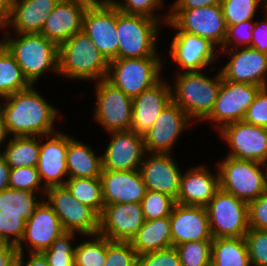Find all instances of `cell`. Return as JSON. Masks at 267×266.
<instances>
[{
    "label": "cell",
    "mask_w": 267,
    "mask_h": 266,
    "mask_svg": "<svg viewBox=\"0 0 267 266\" xmlns=\"http://www.w3.org/2000/svg\"><path fill=\"white\" fill-rule=\"evenodd\" d=\"M3 98L6 102L2 108L9 134L41 137L54 132V120L59 112L35 91L33 85Z\"/></svg>",
    "instance_id": "6da1fadb"
},
{
    "label": "cell",
    "mask_w": 267,
    "mask_h": 266,
    "mask_svg": "<svg viewBox=\"0 0 267 266\" xmlns=\"http://www.w3.org/2000/svg\"><path fill=\"white\" fill-rule=\"evenodd\" d=\"M3 38L10 54L20 66L24 78L30 85L48 70L59 72V46L40 33L16 34Z\"/></svg>",
    "instance_id": "7a4b0ae2"
},
{
    "label": "cell",
    "mask_w": 267,
    "mask_h": 266,
    "mask_svg": "<svg viewBox=\"0 0 267 266\" xmlns=\"http://www.w3.org/2000/svg\"><path fill=\"white\" fill-rule=\"evenodd\" d=\"M109 61L83 31L59 46V72L68 78L102 80L107 78Z\"/></svg>",
    "instance_id": "3957f363"
},
{
    "label": "cell",
    "mask_w": 267,
    "mask_h": 266,
    "mask_svg": "<svg viewBox=\"0 0 267 266\" xmlns=\"http://www.w3.org/2000/svg\"><path fill=\"white\" fill-rule=\"evenodd\" d=\"M172 100L191 120H205L212 112L222 84L221 72L211 79L201 71L180 72L176 75Z\"/></svg>",
    "instance_id": "277c9868"
},
{
    "label": "cell",
    "mask_w": 267,
    "mask_h": 266,
    "mask_svg": "<svg viewBox=\"0 0 267 266\" xmlns=\"http://www.w3.org/2000/svg\"><path fill=\"white\" fill-rule=\"evenodd\" d=\"M158 20L117 9L118 58L158 56L155 43L160 24Z\"/></svg>",
    "instance_id": "5b68a950"
},
{
    "label": "cell",
    "mask_w": 267,
    "mask_h": 266,
    "mask_svg": "<svg viewBox=\"0 0 267 266\" xmlns=\"http://www.w3.org/2000/svg\"><path fill=\"white\" fill-rule=\"evenodd\" d=\"M162 68L159 56L118 58L109 61L107 80L134 98L156 84Z\"/></svg>",
    "instance_id": "8992f818"
},
{
    "label": "cell",
    "mask_w": 267,
    "mask_h": 266,
    "mask_svg": "<svg viewBox=\"0 0 267 266\" xmlns=\"http://www.w3.org/2000/svg\"><path fill=\"white\" fill-rule=\"evenodd\" d=\"M267 164L226 157L218 166L220 189L249 203L265 194Z\"/></svg>",
    "instance_id": "52a82bcc"
},
{
    "label": "cell",
    "mask_w": 267,
    "mask_h": 266,
    "mask_svg": "<svg viewBox=\"0 0 267 266\" xmlns=\"http://www.w3.org/2000/svg\"><path fill=\"white\" fill-rule=\"evenodd\" d=\"M212 238L244 237L249 227L248 203L219 189L205 206Z\"/></svg>",
    "instance_id": "ba28073f"
},
{
    "label": "cell",
    "mask_w": 267,
    "mask_h": 266,
    "mask_svg": "<svg viewBox=\"0 0 267 266\" xmlns=\"http://www.w3.org/2000/svg\"><path fill=\"white\" fill-rule=\"evenodd\" d=\"M170 12L164 17V22L173 28L208 39L215 46L223 45L227 26L221 4L193 9H172Z\"/></svg>",
    "instance_id": "9c48e42d"
},
{
    "label": "cell",
    "mask_w": 267,
    "mask_h": 266,
    "mask_svg": "<svg viewBox=\"0 0 267 266\" xmlns=\"http://www.w3.org/2000/svg\"><path fill=\"white\" fill-rule=\"evenodd\" d=\"M117 8L110 0H93L87 7L82 31L89 36L103 56L118 59Z\"/></svg>",
    "instance_id": "30bf717a"
},
{
    "label": "cell",
    "mask_w": 267,
    "mask_h": 266,
    "mask_svg": "<svg viewBox=\"0 0 267 266\" xmlns=\"http://www.w3.org/2000/svg\"><path fill=\"white\" fill-rule=\"evenodd\" d=\"M45 196L64 231L79 232L88 237L98 234L99 215L73 197L65 185L48 188Z\"/></svg>",
    "instance_id": "8fae6325"
},
{
    "label": "cell",
    "mask_w": 267,
    "mask_h": 266,
    "mask_svg": "<svg viewBox=\"0 0 267 266\" xmlns=\"http://www.w3.org/2000/svg\"><path fill=\"white\" fill-rule=\"evenodd\" d=\"M95 120L108 132L127 131L132 125V98L107 79L97 81Z\"/></svg>",
    "instance_id": "7c38bea8"
},
{
    "label": "cell",
    "mask_w": 267,
    "mask_h": 266,
    "mask_svg": "<svg viewBox=\"0 0 267 266\" xmlns=\"http://www.w3.org/2000/svg\"><path fill=\"white\" fill-rule=\"evenodd\" d=\"M261 88L254 84L228 81L222 78L218 98L211 114L206 119L220 123L216 127L219 129L227 124L243 121L247 109Z\"/></svg>",
    "instance_id": "4fadbf2b"
},
{
    "label": "cell",
    "mask_w": 267,
    "mask_h": 266,
    "mask_svg": "<svg viewBox=\"0 0 267 266\" xmlns=\"http://www.w3.org/2000/svg\"><path fill=\"white\" fill-rule=\"evenodd\" d=\"M218 130L230 144L228 157L267 164V128L238 121Z\"/></svg>",
    "instance_id": "5bb4252c"
},
{
    "label": "cell",
    "mask_w": 267,
    "mask_h": 266,
    "mask_svg": "<svg viewBox=\"0 0 267 266\" xmlns=\"http://www.w3.org/2000/svg\"><path fill=\"white\" fill-rule=\"evenodd\" d=\"M145 221L139 203L104 205L98 234L111 241L131 242Z\"/></svg>",
    "instance_id": "9a60e30c"
},
{
    "label": "cell",
    "mask_w": 267,
    "mask_h": 266,
    "mask_svg": "<svg viewBox=\"0 0 267 266\" xmlns=\"http://www.w3.org/2000/svg\"><path fill=\"white\" fill-rule=\"evenodd\" d=\"M173 100L161 111L153 126L143 134L146 152L169 154L178 136L191 122Z\"/></svg>",
    "instance_id": "2e32d148"
},
{
    "label": "cell",
    "mask_w": 267,
    "mask_h": 266,
    "mask_svg": "<svg viewBox=\"0 0 267 266\" xmlns=\"http://www.w3.org/2000/svg\"><path fill=\"white\" fill-rule=\"evenodd\" d=\"M111 141L102 157V170H139L146 153L143 135L132 130L109 132Z\"/></svg>",
    "instance_id": "e0dca14e"
},
{
    "label": "cell",
    "mask_w": 267,
    "mask_h": 266,
    "mask_svg": "<svg viewBox=\"0 0 267 266\" xmlns=\"http://www.w3.org/2000/svg\"><path fill=\"white\" fill-rule=\"evenodd\" d=\"M93 0H60L47 16L40 34L60 46L82 31L84 13Z\"/></svg>",
    "instance_id": "ac0fdd59"
},
{
    "label": "cell",
    "mask_w": 267,
    "mask_h": 266,
    "mask_svg": "<svg viewBox=\"0 0 267 266\" xmlns=\"http://www.w3.org/2000/svg\"><path fill=\"white\" fill-rule=\"evenodd\" d=\"M64 232L54 210L46 201H41L26 221L23 237L16 246L18 253H23L22 242H29L30 253H42Z\"/></svg>",
    "instance_id": "d6986e66"
},
{
    "label": "cell",
    "mask_w": 267,
    "mask_h": 266,
    "mask_svg": "<svg viewBox=\"0 0 267 266\" xmlns=\"http://www.w3.org/2000/svg\"><path fill=\"white\" fill-rule=\"evenodd\" d=\"M170 222L173 247L187 242L213 239L206 207L175 203Z\"/></svg>",
    "instance_id": "ffe728a7"
},
{
    "label": "cell",
    "mask_w": 267,
    "mask_h": 266,
    "mask_svg": "<svg viewBox=\"0 0 267 266\" xmlns=\"http://www.w3.org/2000/svg\"><path fill=\"white\" fill-rule=\"evenodd\" d=\"M144 156L139 171L146 189L161 192L175 201L180 191L181 171L170 154L152 153ZM145 161V162H144Z\"/></svg>",
    "instance_id": "44dd1931"
},
{
    "label": "cell",
    "mask_w": 267,
    "mask_h": 266,
    "mask_svg": "<svg viewBox=\"0 0 267 266\" xmlns=\"http://www.w3.org/2000/svg\"><path fill=\"white\" fill-rule=\"evenodd\" d=\"M239 52L232 48L228 55L231 60L221 69L224 80L254 84L267 87L265 73L267 71V53L252 47H245Z\"/></svg>",
    "instance_id": "7402d4cb"
},
{
    "label": "cell",
    "mask_w": 267,
    "mask_h": 266,
    "mask_svg": "<svg viewBox=\"0 0 267 266\" xmlns=\"http://www.w3.org/2000/svg\"><path fill=\"white\" fill-rule=\"evenodd\" d=\"M100 179L104 205L141 204L147 191L139 170H102Z\"/></svg>",
    "instance_id": "603a6c76"
},
{
    "label": "cell",
    "mask_w": 267,
    "mask_h": 266,
    "mask_svg": "<svg viewBox=\"0 0 267 266\" xmlns=\"http://www.w3.org/2000/svg\"><path fill=\"white\" fill-rule=\"evenodd\" d=\"M165 82L159 80L140 95L132 98V125L130 130L143 135L153 126L161 111L172 101L173 90Z\"/></svg>",
    "instance_id": "cb8c5ba5"
},
{
    "label": "cell",
    "mask_w": 267,
    "mask_h": 266,
    "mask_svg": "<svg viewBox=\"0 0 267 266\" xmlns=\"http://www.w3.org/2000/svg\"><path fill=\"white\" fill-rule=\"evenodd\" d=\"M170 46V56L185 72L200 71L214 63L215 45L208 39L177 31Z\"/></svg>",
    "instance_id": "d4e9b609"
},
{
    "label": "cell",
    "mask_w": 267,
    "mask_h": 266,
    "mask_svg": "<svg viewBox=\"0 0 267 266\" xmlns=\"http://www.w3.org/2000/svg\"><path fill=\"white\" fill-rule=\"evenodd\" d=\"M46 137L49 138L48 141L44 144L40 142L37 170L41 183L45 181L43 185L47 190L51 187L64 185L66 182L62 177L68 174L66 166L68 135L57 132L48 134Z\"/></svg>",
    "instance_id": "484cf974"
},
{
    "label": "cell",
    "mask_w": 267,
    "mask_h": 266,
    "mask_svg": "<svg viewBox=\"0 0 267 266\" xmlns=\"http://www.w3.org/2000/svg\"><path fill=\"white\" fill-rule=\"evenodd\" d=\"M219 189V172L213 175L203 166L193 167L181 175L176 203L205 207Z\"/></svg>",
    "instance_id": "4316f807"
},
{
    "label": "cell",
    "mask_w": 267,
    "mask_h": 266,
    "mask_svg": "<svg viewBox=\"0 0 267 266\" xmlns=\"http://www.w3.org/2000/svg\"><path fill=\"white\" fill-rule=\"evenodd\" d=\"M60 0H13L9 21L17 34L41 33L47 16Z\"/></svg>",
    "instance_id": "83f0119b"
},
{
    "label": "cell",
    "mask_w": 267,
    "mask_h": 266,
    "mask_svg": "<svg viewBox=\"0 0 267 266\" xmlns=\"http://www.w3.org/2000/svg\"><path fill=\"white\" fill-rule=\"evenodd\" d=\"M131 244L138 256L172 247L170 216L146 220L131 240Z\"/></svg>",
    "instance_id": "f1b7e54d"
},
{
    "label": "cell",
    "mask_w": 267,
    "mask_h": 266,
    "mask_svg": "<svg viewBox=\"0 0 267 266\" xmlns=\"http://www.w3.org/2000/svg\"><path fill=\"white\" fill-rule=\"evenodd\" d=\"M66 166L68 179L100 178L102 157H97L93 149L89 148V146L68 136Z\"/></svg>",
    "instance_id": "f546056e"
},
{
    "label": "cell",
    "mask_w": 267,
    "mask_h": 266,
    "mask_svg": "<svg viewBox=\"0 0 267 266\" xmlns=\"http://www.w3.org/2000/svg\"><path fill=\"white\" fill-rule=\"evenodd\" d=\"M210 266H251L245 238H213Z\"/></svg>",
    "instance_id": "4dcf8cb0"
},
{
    "label": "cell",
    "mask_w": 267,
    "mask_h": 266,
    "mask_svg": "<svg viewBox=\"0 0 267 266\" xmlns=\"http://www.w3.org/2000/svg\"><path fill=\"white\" fill-rule=\"evenodd\" d=\"M36 137L38 136H16L9 139L6 149L0 155L5 159L10 169L37 167L40 141Z\"/></svg>",
    "instance_id": "1f68e13d"
},
{
    "label": "cell",
    "mask_w": 267,
    "mask_h": 266,
    "mask_svg": "<svg viewBox=\"0 0 267 266\" xmlns=\"http://www.w3.org/2000/svg\"><path fill=\"white\" fill-rule=\"evenodd\" d=\"M29 86L9 48L0 41V97L25 90Z\"/></svg>",
    "instance_id": "d6a6232c"
},
{
    "label": "cell",
    "mask_w": 267,
    "mask_h": 266,
    "mask_svg": "<svg viewBox=\"0 0 267 266\" xmlns=\"http://www.w3.org/2000/svg\"><path fill=\"white\" fill-rule=\"evenodd\" d=\"M64 185L80 203L92 208L99 216L101 215L104 202L100 178H70Z\"/></svg>",
    "instance_id": "836d02e7"
},
{
    "label": "cell",
    "mask_w": 267,
    "mask_h": 266,
    "mask_svg": "<svg viewBox=\"0 0 267 266\" xmlns=\"http://www.w3.org/2000/svg\"><path fill=\"white\" fill-rule=\"evenodd\" d=\"M36 192L8 188L0 190V210L2 214H22L27 221L41 203L34 196Z\"/></svg>",
    "instance_id": "e575fe53"
},
{
    "label": "cell",
    "mask_w": 267,
    "mask_h": 266,
    "mask_svg": "<svg viewBox=\"0 0 267 266\" xmlns=\"http://www.w3.org/2000/svg\"><path fill=\"white\" fill-rule=\"evenodd\" d=\"M95 240L78 244L74 249L75 266H104L107 256V238L93 235Z\"/></svg>",
    "instance_id": "d590c367"
},
{
    "label": "cell",
    "mask_w": 267,
    "mask_h": 266,
    "mask_svg": "<svg viewBox=\"0 0 267 266\" xmlns=\"http://www.w3.org/2000/svg\"><path fill=\"white\" fill-rule=\"evenodd\" d=\"M181 266H210L212 240L192 241L175 246Z\"/></svg>",
    "instance_id": "8d00e7d4"
},
{
    "label": "cell",
    "mask_w": 267,
    "mask_h": 266,
    "mask_svg": "<svg viewBox=\"0 0 267 266\" xmlns=\"http://www.w3.org/2000/svg\"><path fill=\"white\" fill-rule=\"evenodd\" d=\"M74 237L75 232L65 231L47 250L42 252L49 266H75V247H72L70 243Z\"/></svg>",
    "instance_id": "74e56055"
},
{
    "label": "cell",
    "mask_w": 267,
    "mask_h": 266,
    "mask_svg": "<svg viewBox=\"0 0 267 266\" xmlns=\"http://www.w3.org/2000/svg\"><path fill=\"white\" fill-rule=\"evenodd\" d=\"M260 2L265 0H222L221 7L226 26L252 20Z\"/></svg>",
    "instance_id": "f35d334b"
},
{
    "label": "cell",
    "mask_w": 267,
    "mask_h": 266,
    "mask_svg": "<svg viewBox=\"0 0 267 266\" xmlns=\"http://www.w3.org/2000/svg\"><path fill=\"white\" fill-rule=\"evenodd\" d=\"M176 201L161 192L147 190L141 201L145 220L170 216Z\"/></svg>",
    "instance_id": "ab89813d"
},
{
    "label": "cell",
    "mask_w": 267,
    "mask_h": 266,
    "mask_svg": "<svg viewBox=\"0 0 267 266\" xmlns=\"http://www.w3.org/2000/svg\"><path fill=\"white\" fill-rule=\"evenodd\" d=\"M104 266H138V254L131 242L111 241L107 238Z\"/></svg>",
    "instance_id": "60d3db41"
},
{
    "label": "cell",
    "mask_w": 267,
    "mask_h": 266,
    "mask_svg": "<svg viewBox=\"0 0 267 266\" xmlns=\"http://www.w3.org/2000/svg\"><path fill=\"white\" fill-rule=\"evenodd\" d=\"M244 238L251 266H267V231L250 227Z\"/></svg>",
    "instance_id": "b9f144b4"
},
{
    "label": "cell",
    "mask_w": 267,
    "mask_h": 266,
    "mask_svg": "<svg viewBox=\"0 0 267 266\" xmlns=\"http://www.w3.org/2000/svg\"><path fill=\"white\" fill-rule=\"evenodd\" d=\"M42 185V186H41ZM43 187L44 195L46 189L41 183L37 167H18L10 169L9 188L35 192Z\"/></svg>",
    "instance_id": "7bdbcfd3"
},
{
    "label": "cell",
    "mask_w": 267,
    "mask_h": 266,
    "mask_svg": "<svg viewBox=\"0 0 267 266\" xmlns=\"http://www.w3.org/2000/svg\"><path fill=\"white\" fill-rule=\"evenodd\" d=\"M25 225L22 214H2L0 210V242L17 246L23 237Z\"/></svg>",
    "instance_id": "ee69618b"
},
{
    "label": "cell",
    "mask_w": 267,
    "mask_h": 266,
    "mask_svg": "<svg viewBox=\"0 0 267 266\" xmlns=\"http://www.w3.org/2000/svg\"><path fill=\"white\" fill-rule=\"evenodd\" d=\"M138 266H181L175 247H169L138 256Z\"/></svg>",
    "instance_id": "f6af8a7d"
},
{
    "label": "cell",
    "mask_w": 267,
    "mask_h": 266,
    "mask_svg": "<svg viewBox=\"0 0 267 266\" xmlns=\"http://www.w3.org/2000/svg\"><path fill=\"white\" fill-rule=\"evenodd\" d=\"M245 29H249L248 31L246 30L248 33L245 31ZM254 29H255V22L253 23L252 20H247V21L241 22V23L233 25V26H228L225 41L220 48L221 51H223V53H224L227 50V52H228L229 49H226V46L229 47L228 46L229 44L231 46V44H233V42H236V46H233L232 48L235 49V47H236V50H238L237 49V48H239L238 46H240L241 44H244V43H246L245 47H251L252 32ZM243 30L245 31L244 34L242 33ZM238 43H241V44H238Z\"/></svg>",
    "instance_id": "bcb514c9"
},
{
    "label": "cell",
    "mask_w": 267,
    "mask_h": 266,
    "mask_svg": "<svg viewBox=\"0 0 267 266\" xmlns=\"http://www.w3.org/2000/svg\"><path fill=\"white\" fill-rule=\"evenodd\" d=\"M244 122L267 128V87H262L247 109Z\"/></svg>",
    "instance_id": "7dc6e473"
},
{
    "label": "cell",
    "mask_w": 267,
    "mask_h": 266,
    "mask_svg": "<svg viewBox=\"0 0 267 266\" xmlns=\"http://www.w3.org/2000/svg\"><path fill=\"white\" fill-rule=\"evenodd\" d=\"M112 4L121 12L134 15H142L152 19H158L153 14L154 9L163 6L162 0H125V4L112 1Z\"/></svg>",
    "instance_id": "c3c4849f"
},
{
    "label": "cell",
    "mask_w": 267,
    "mask_h": 266,
    "mask_svg": "<svg viewBox=\"0 0 267 266\" xmlns=\"http://www.w3.org/2000/svg\"><path fill=\"white\" fill-rule=\"evenodd\" d=\"M249 227L267 231V193L248 203Z\"/></svg>",
    "instance_id": "681fc988"
},
{
    "label": "cell",
    "mask_w": 267,
    "mask_h": 266,
    "mask_svg": "<svg viewBox=\"0 0 267 266\" xmlns=\"http://www.w3.org/2000/svg\"><path fill=\"white\" fill-rule=\"evenodd\" d=\"M265 16V20L261 21V25L259 22H255V29L252 32L251 47L260 52L267 53V10Z\"/></svg>",
    "instance_id": "f907efd6"
},
{
    "label": "cell",
    "mask_w": 267,
    "mask_h": 266,
    "mask_svg": "<svg viewBox=\"0 0 267 266\" xmlns=\"http://www.w3.org/2000/svg\"><path fill=\"white\" fill-rule=\"evenodd\" d=\"M222 0H177L171 9H193L221 4Z\"/></svg>",
    "instance_id": "816d5d0a"
},
{
    "label": "cell",
    "mask_w": 267,
    "mask_h": 266,
    "mask_svg": "<svg viewBox=\"0 0 267 266\" xmlns=\"http://www.w3.org/2000/svg\"><path fill=\"white\" fill-rule=\"evenodd\" d=\"M18 256V250L15 245L0 242V266H8Z\"/></svg>",
    "instance_id": "f5cc1de1"
},
{
    "label": "cell",
    "mask_w": 267,
    "mask_h": 266,
    "mask_svg": "<svg viewBox=\"0 0 267 266\" xmlns=\"http://www.w3.org/2000/svg\"><path fill=\"white\" fill-rule=\"evenodd\" d=\"M23 253H18V258L20 259L21 266H49L46 258L42 253H30L29 260L26 264L23 262Z\"/></svg>",
    "instance_id": "db71d44e"
},
{
    "label": "cell",
    "mask_w": 267,
    "mask_h": 266,
    "mask_svg": "<svg viewBox=\"0 0 267 266\" xmlns=\"http://www.w3.org/2000/svg\"><path fill=\"white\" fill-rule=\"evenodd\" d=\"M10 167L5 159L0 155V190L9 188Z\"/></svg>",
    "instance_id": "11a10c76"
},
{
    "label": "cell",
    "mask_w": 267,
    "mask_h": 266,
    "mask_svg": "<svg viewBox=\"0 0 267 266\" xmlns=\"http://www.w3.org/2000/svg\"><path fill=\"white\" fill-rule=\"evenodd\" d=\"M13 0H0V27H4L9 21L12 12Z\"/></svg>",
    "instance_id": "9f6ffc18"
},
{
    "label": "cell",
    "mask_w": 267,
    "mask_h": 266,
    "mask_svg": "<svg viewBox=\"0 0 267 266\" xmlns=\"http://www.w3.org/2000/svg\"><path fill=\"white\" fill-rule=\"evenodd\" d=\"M6 137H10V136H9V133L6 127L4 111L0 103V145L2 142H4V139H6ZM0 153H1V150H0Z\"/></svg>",
    "instance_id": "6f0895ef"
},
{
    "label": "cell",
    "mask_w": 267,
    "mask_h": 266,
    "mask_svg": "<svg viewBox=\"0 0 267 266\" xmlns=\"http://www.w3.org/2000/svg\"><path fill=\"white\" fill-rule=\"evenodd\" d=\"M8 266H21L20 265V259L17 257L11 264Z\"/></svg>",
    "instance_id": "680465c9"
},
{
    "label": "cell",
    "mask_w": 267,
    "mask_h": 266,
    "mask_svg": "<svg viewBox=\"0 0 267 266\" xmlns=\"http://www.w3.org/2000/svg\"><path fill=\"white\" fill-rule=\"evenodd\" d=\"M265 178H266L265 193H267V167H266V171H265Z\"/></svg>",
    "instance_id": "91938a15"
}]
</instances>
